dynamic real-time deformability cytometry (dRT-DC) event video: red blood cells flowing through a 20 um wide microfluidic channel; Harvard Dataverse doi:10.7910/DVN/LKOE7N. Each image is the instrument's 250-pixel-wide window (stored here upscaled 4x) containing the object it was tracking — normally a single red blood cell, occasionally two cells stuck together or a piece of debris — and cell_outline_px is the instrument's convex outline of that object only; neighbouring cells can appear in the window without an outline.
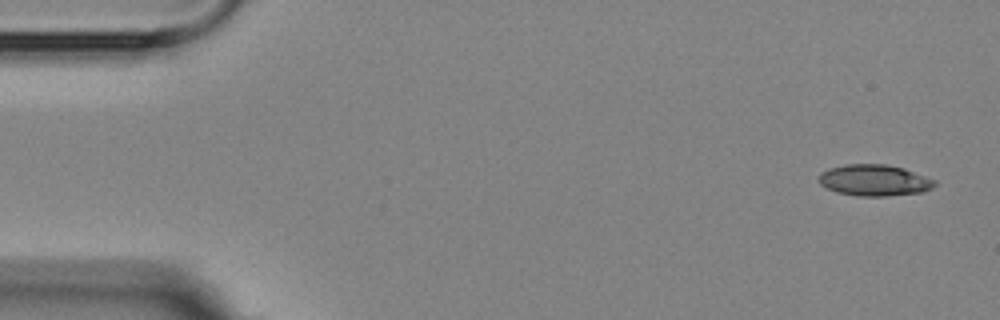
{"species": "Egyptian fruit bat (a non-hibernating species)", "species_latin": "Rousettus aegyptiacus", "temperature_condition": "room temperature", "stored_images_in_passage": 2, "camera_frame_rate_fps": 3000, "um_per_image_px": 0.085, "animal": {"sex": "female"}, "frame": {"image": 1, "passage_image": 2, "time_ms": 2.0, "image_size_px": [1000, 320], "cell_outline_px": [[936, 184], [932, 188], [920, 192], [888, 196], [860, 196], [836, 192], [820, 184], [816, 180], [820, 172], [828, 168], [844, 164], [884, 164], [904, 168], [936, 180]], "centroid_in_image_um": [74.28, 15.31], "position_along_channel_um": 10.7, "area_um2": 21.27}}